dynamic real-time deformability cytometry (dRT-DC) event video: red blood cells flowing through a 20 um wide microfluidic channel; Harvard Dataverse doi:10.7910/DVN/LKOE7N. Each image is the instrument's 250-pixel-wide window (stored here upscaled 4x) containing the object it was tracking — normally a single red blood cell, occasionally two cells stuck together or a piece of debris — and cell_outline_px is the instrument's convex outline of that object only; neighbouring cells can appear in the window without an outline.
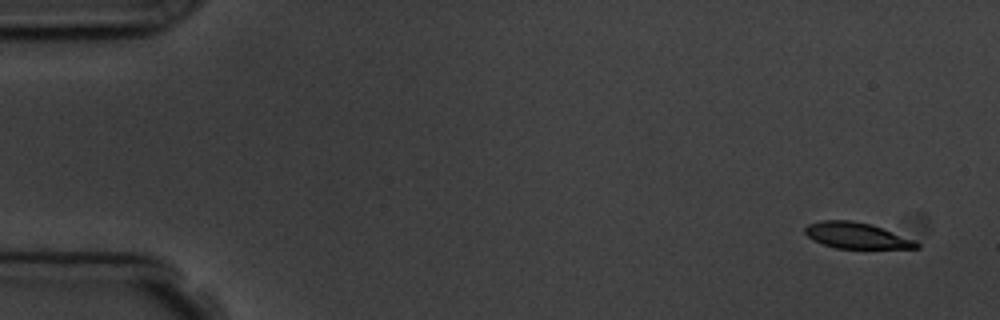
{"species": "common noctule bat (a hibernating species)", "species_latin": "Nyctalus noctula", "temperature_condition": "room temperature", "stored_images_in_passage": 6, "segment_of_instrument_passage": [1, 2], "camera_frame_rate_fps": 3000, "um_per_image_px": 0.085, "animal": {"sex": "male", "body_mass_g": 19.5, "forearm_length_mm": 54.6}, "frame": {"image": 1, "passage_image": 1, "time_ms": 0.0, "image_size_px": [1000, 320], "cell_outline_px": [[928, 228], [920, 248], [836, 248], [812, 240], [804, 232], [804, 228], [808, 224], [820, 220], [920, 212], [924, 212]], "centroid_in_image_um": [74.04, 19.67], "position_along_channel_um": 11.0, "area_um2": 25.89}}